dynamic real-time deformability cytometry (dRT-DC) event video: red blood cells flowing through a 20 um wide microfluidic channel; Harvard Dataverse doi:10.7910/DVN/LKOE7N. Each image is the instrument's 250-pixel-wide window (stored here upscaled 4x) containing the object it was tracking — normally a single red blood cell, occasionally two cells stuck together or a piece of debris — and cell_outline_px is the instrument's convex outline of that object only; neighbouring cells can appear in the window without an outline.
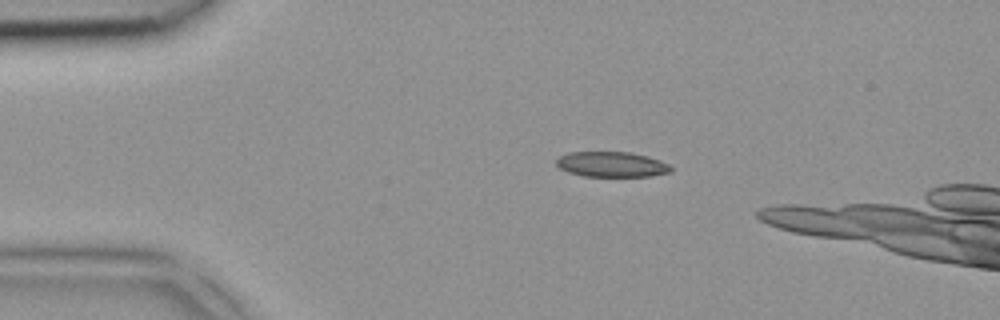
{"species": "common noctule bat (a hibernating species)", "species_latin": "Nyctalus noctula", "temperature_condition": "room temperature", "stored_images_in_passage": 3, "camera_frame_rate_fps": 3000, "um_per_image_px": 0.085, "animal": {"sex": "female", "body_mass_g": 18.4}, "frame": {"image": 1, "passage_image": 1, "time_ms": 0.0, "image_size_px": [1000, 320], "cell_outline_px": [[672, 172], [652, 176], [584, 176], [568, 172], [560, 168], [556, 164], [556, 160], [560, 156], [568, 152], [628, 152], [648, 156], [660, 160], [668, 164], [672, 168]], "centroid_in_image_um": [52.0, 13.97], "position_along_channel_um": 33.0, "area_um2": 16.88}}